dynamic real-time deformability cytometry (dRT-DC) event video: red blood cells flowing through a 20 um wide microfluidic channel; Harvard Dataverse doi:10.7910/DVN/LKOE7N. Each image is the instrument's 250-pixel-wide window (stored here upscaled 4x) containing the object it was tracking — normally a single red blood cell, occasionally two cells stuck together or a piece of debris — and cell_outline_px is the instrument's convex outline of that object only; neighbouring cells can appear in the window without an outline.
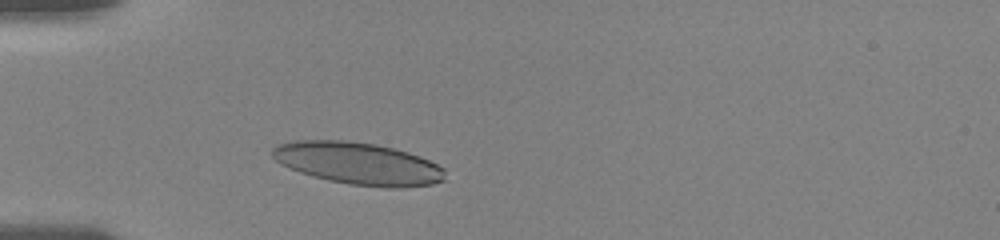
{"species": "human", "species_latin": "Homo sapiens", "temperature_condition": "room temperature", "stored_images_in_passage": 38, "camera_frame_rate_fps": 3000, "um_per_image_px": 0.085, "donor": {"sex": "female"}, "frame": {"image": 1, "passage_image": 6, "time_ms": 2.0, "image_size_px": [1000, 240], "cell_outline_px": [[448, 180], [432, 184], [396, 188], [388, 188], [348, 184], [328, 180], [312, 176], [288, 168], [280, 164], [272, 156], [272, 148], [276, 144], [296, 140], [344, 140], [376, 144], [408, 152], [420, 156], [444, 168]], "centroid_in_image_um": [30.45, 13.89], "position_along_channel_um": 54.6, "area_um2": 42.77}}
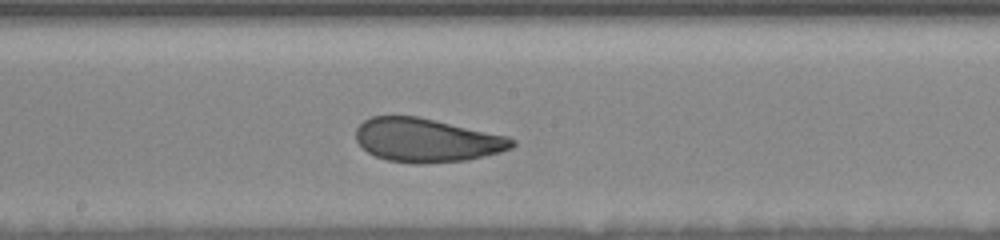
{"frame": {"image": 2, "passage_image": 23, "time_ms": 6.667, "image_size_px": [1000, 240], "cell_outline_px": [[516, 144], [512, 148], [500, 152], [468, 160], [424, 164], [412, 164], [388, 160], [376, 156], [368, 152], [356, 140], [356, 128], [364, 120], [372, 116], [416, 116], [508, 136], [516, 140]], "centroid_in_image_um": [36.28, 11.93], "position_along_channel_um": 211.9, "area_um2": 39.77}}
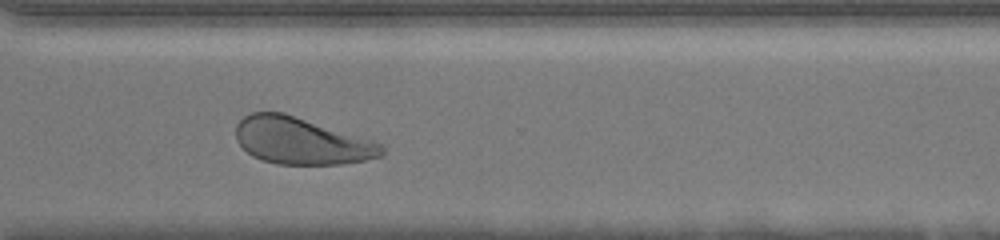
{"frame": {"image": 3, "passage_image": 33, "time_ms": 10.333, "image_size_px": [1000, 240], "cell_outline_px": [[384, 156], [364, 160], [340, 164], [276, 164], [252, 156], [236, 140], [236, 124], [244, 116], [252, 112], [284, 112], [372, 140], [384, 144]], "centroid_in_image_um": [25.62, 11.97], "position_along_channel_um": 345.0, "area_um2": 39.77}, "authors_computed_cell_mechanics": {"area_um2": 40.3155, "velocity_mm_per_s": 3.6505, "shape_relaxation_time_tau1_ms": 4.2123, "shape_relaxation_time_tau2_ms": 1.1267, "deformation_change_tau1": 0.1393, "deformation_change_tau2": 0.0824}}